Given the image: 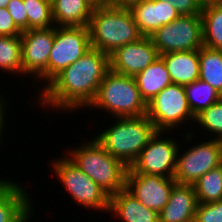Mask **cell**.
Here are the masks:
<instances>
[{
  "label": "cell",
  "instance_id": "obj_1",
  "mask_svg": "<svg viewBox=\"0 0 222 222\" xmlns=\"http://www.w3.org/2000/svg\"><path fill=\"white\" fill-rule=\"evenodd\" d=\"M109 70V55L91 47L37 92V106L51 113L59 111L70 114L80 109L84 112L95 99L99 85Z\"/></svg>",
  "mask_w": 222,
  "mask_h": 222
},
{
  "label": "cell",
  "instance_id": "obj_2",
  "mask_svg": "<svg viewBox=\"0 0 222 222\" xmlns=\"http://www.w3.org/2000/svg\"><path fill=\"white\" fill-rule=\"evenodd\" d=\"M68 148L65 156L91 178L107 195L125 188L128 167L111 156L93 137Z\"/></svg>",
  "mask_w": 222,
  "mask_h": 222
},
{
  "label": "cell",
  "instance_id": "obj_3",
  "mask_svg": "<svg viewBox=\"0 0 222 222\" xmlns=\"http://www.w3.org/2000/svg\"><path fill=\"white\" fill-rule=\"evenodd\" d=\"M109 120L113 123L100 129L94 138L111 156L130 167L157 130L147 115Z\"/></svg>",
  "mask_w": 222,
  "mask_h": 222
},
{
  "label": "cell",
  "instance_id": "obj_4",
  "mask_svg": "<svg viewBox=\"0 0 222 222\" xmlns=\"http://www.w3.org/2000/svg\"><path fill=\"white\" fill-rule=\"evenodd\" d=\"M88 29L91 47L108 55L143 37L129 8H117L108 4H96Z\"/></svg>",
  "mask_w": 222,
  "mask_h": 222
},
{
  "label": "cell",
  "instance_id": "obj_5",
  "mask_svg": "<svg viewBox=\"0 0 222 222\" xmlns=\"http://www.w3.org/2000/svg\"><path fill=\"white\" fill-rule=\"evenodd\" d=\"M88 108L111 114L109 118L138 117L146 115L147 104L140 95L134 76L109 70Z\"/></svg>",
  "mask_w": 222,
  "mask_h": 222
},
{
  "label": "cell",
  "instance_id": "obj_6",
  "mask_svg": "<svg viewBox=\"0 0 222 222\" xmlns=\"http://www.w3.org/2000/svg\"><path fill=\"white\" fill-rule=\"evenodd\" d=\"M189 130L185 129V133L182 131L180 134H185L184 141L187 144L193 141V145L186 146V150L179 146L173 178L176 183L193 185L202 175L222 164V140L207 138V141L199 139L201 142L197 143L193 140L196 135L194 129Z\"/></svg>",
  "mask_w": 222,
  "mask_h": 222
},
{
  "label": "cell",
  "instance_id": "obj_7",
  "mask_svg": "<svg viewBox=\"0 0 222 222\" xmlns=\"http://www.w3.org/2000/svg\"><path fill=\"white\" fill-rule=\"evenodd\" d=\"M61 157V159H60ZM50 160L49 167L56 175L61 187L82 209L101 210L109 214L110 196L106 194L91 178L73 164L65 154Z\"/></svg>",
  "mask_w": 222,
  "mask_h": 222
},
{
  "label": "cell",
  "instance_id": "obj_8",
  "mask_svg": "<svg viewBox=\"0 0 222 222\" xmlns=\"http://www.w3.org/2000/svg\"><path fill=\"white\" fill-rule=\"evenodd\" d=\"M146 115L157 131L170 132L173 129L175 133L176 129L188 127V123L192 122V125L189 124L191 128L195 122L184 86L174 83L166 86L150 100Z\"/></svg>",
  "mask_w": 222,
  "mask_h": 222
},
{
  "label": "cell",
  "instance_id": "obj_9",
  "mask_svg": "<svg viewBox=\"0 0 222 222\" xmlns=\"http://www.w3.org/2000/svg\"><path fill=\"white\" fill-rule=\"evenodd\" d=\"M159 55L169 52L199 51L203 46L201 14L180 15L151 36Z\"/></svg>",
  "mask_w": 222,
  "mask_h": 222
},
{
  "label": "cell",
  "instance_id": "obj_10",
  "mask_svg": "<svg viewBox=\"0 0 222 222\" xmlns=\"http://www.w3.org/2000/svg\"><path fill=\"white\" fill-rule=\"evenodd\" d=\"M55 26L28 29L21 34L22 76L42 82L39 92L48 84V59L54 43Z\"/></svg>",
  "mask_w": 222,
  "mask_h": 222
},
{
  "label": "cell",
  "instance_id": "obj_11",
  "mask_svg": "<svg viewBox=\"0 0 222 222\" xmlns=\"http://www.w3.org/2000/svg\"><path fill=\"white\" fill-rule=\"evenodd\" d=\"M169 136V131H157L129 168L137 174L173 178L180 140Z\"/></svg>",
  "mask_w": 222,
  "mask_h": 222
},
{
  "label": "cell",
  "instance_id": "obj_12",
  "mask_svg": "<svg viewBox=\"0 0 222 222\" xmlns=\"http://www.w3.org/2000/svg\"><path fill=\"white\" fill-rule=\"evenodd\" d=\"M90 48L88 27L55 26L54 43L48 59V83Z\"/></svg>",
  "mask_w": 222,
  "mask_h": 222
},
{
  "label": "cell",
  "instance_id": "obj_13",
  "mask_svg": "<svg viewBox=\"0 0 222 222\" xmlns=\"http://www.w3.org/2000/svg\"><path fill=\"white\" fill-rule=\"evenodd\" d=\"M175 183L174 178L153 174H137L128 167L125 188L145 207L160 213L168 203Z\"/></svg>",
  "mask_w": 222,
  "mask_h": 222
},
{
  "label": "cell",
  "instance_id": "obj_14",
  "mask_svg": "<svg viewBox=\"0 0 222 222\" xmlns=\"http://www.w3.org/2000/svg\"><path fill=\"white\" fill-rule=\"evenodd\" d=\"M160 57L150 37H141L109 55L110 70L127 76H135Z\"/></svg>",
  "mask_w": 222,
  "mask_h": 222
},
{
  "label": "cell",
  "instance_id": "obj_15",
  "mask_svg": "<svg viewBox=\"0 0 222 222\" xmlns=\"http://www.w3.org/2000/svg\"><path fill=\"white\" fill-rule=\"evenodd\" d=\"M9 178L0 175V222H31L35 212L32 193L20 181Z\"/></svg>",
  "mask_w": 222,
  "mask_h": 222
},
{
  "label": "cell",
  "instance_id": "obj_16",
  "mask_svg": "<svg viewBox=\"0 0 222 222\" xmlns=\"http://www.w3.org/2000/svg\"><path fill=\"white\" fill-rule=\"evenodd\" d=\"M142 36L149 37L163 25L177 19L180 14L169 2L140 0L129 8Z\"/></svg>",
  "mask_w": 222,
  "mask_h": 222
},
{
  "label": "cell",
  "instance_id": "obj_17",
  "mask_svg": "<svg viewBox=\"0 0 222 222\" xmlns=\"http://www.w3.org/2000/svg\"><path fill=\"white\" fill-rule=\"evenodd\" d=\"M198 204L192 184L175 183L168 203L159 213V222H194Z\"/></svg>",
  "mask_w": 222,
  "mask_h": 222
},
{
  "label": "cell",
  "instance_id": "obj_18",
  "mask_svg": "<svg viewBox=\"0 0 222 222\" xmlns=\"http://www.w3.org/2000/svg\"><path fill=\"white\" fill-rule=\"evenodd\" d=\"M109 213L112 221L159 222V213L145 207L126 188L110 196Z\"/></svg>",
  "mask_w": 222,
  "mask_h": 222
},
{
  "label": "cell",
  "instance_id": "obj_19",
  "mask_svg": "<svg viewBox=\"0 0 222 222\" xmlns=\"http://www.w3.org/2000/svg\"><path fill=\"white\" fill-rule=\"evenodd\" d=\"M95 6L92 0H51L54 25L88 27Z\"/></svg>",
  "mask_w": 222,
  "mask_h": 222
},
{
  "label": "cell",
  "instance_id": "obj_20",
  "mask_svg": "<svg viewBox=\"0 0 222 222\" xmlns=\"http://www.w3.org/2000/svg\"><path fill=\"white\" fill-rule=\"evenodd\" d=\"M174 84L189 85L199 79L198 51L169 52L160 55Z\"/></svg>",
  "mask_w": 222,
  "mask_h": 222
},
{
  "label": "cell",
  "instance_id": "obj_21",
  "mask_svg": "<svg viewBox=\"0 0 222 222\" xmlns=\"http://www.w3.org/2000/svg\"><path fill=\"white\" fill-rule=\"evenodd\" d=\"M134 78L140 95L146 104L166 86L172 84L168 70L161 57L156 59L142 72L136 74Z\"/></svg>",
  "mask_w": 222,
  "mask_h": 222
},
{
  "label": "cell",
  "instance_id": "obj_22",
  "mask_svg": "<svg viewBox=\"0 0 222 222\" xmlns=\"http://www.w3.org/2000/svg\"><path fill=\"white\" fill-rule=\"evenodd\" d=\"M199 79L209 83L222 95V50L202 46L198 51Z\"/></svg>",
  "mask_w": 222,
  "mask_h": 222
},
{
  "label": "cell",
  "instance_id": "obj_23",
  "mask_svg": "<svg viewBox=\"0 0 222 222\" xmlns=\"http://www.w3.org/2000/svg\"><path fill=\"white\" fill-rule=\"evenodd\" d=\"M203 45L222 50V3L203 6Z\"/></svg>",
  "mask_w": 222,
  "mask_h": 222
},
{
  "label": "cell",
  "instance_id": "obj_24",
  "mask_svg": "<svg viewBox=\"0 0 222 222\" xmlns=\"http://www.w3.org/2000/svg\"><path fill=\"white\" fill-rule=\"evenodd\" d=\"M0 70L22 77L21 35L0 36Z\"/></svg>",
  "mask_w": 222,
  "mask_h": 222
},
{
  "label": "cell",
  "instance_id": "obj_25",
  "mask_svg": "<svg viewBox=\"0 0 222 222\" xmlns=\"http://www.w3.org/2000/svg\"><path fill=\"white\" fill-rule=\"evenodd\" d=\"M184 88L194 117L222 98L215 88L200 79L184 86Z\"/></svg>",
  "mask_w": 222,
  "mask_h": 222
},
{
  "label": "cell",
  "instance_id": "obj_26",
  "mask_svg": "<svg viewBox=\"0 0 222 222\" xmlns=\"http://www.w3.org/2000/svg\"><path fill=\"white\" fill-rule=\"evenodd\" d=\"M198 203L222 200V164L202 175L193 184Z\"/></svg>",
  "mask_w": 222,
  "mask_h": 222
},
{
  "label": "cell",
  "instance_id": "obj_27",
  "mask_svg": "<svg viewBox=\"0 0 222 222\" xmlns=\"http://www.w3.org/2000/svg\"><path fill=\"white\" fill-rule=\"evenodd\" d=\"M27 13V30L55 26L51 0H23Z\"/></svg>",
  "mask_w": 222,
  "mask_h": 222
},
{
  "label": "cell",
  "instance_id": "obj_28",
  "mask_svg": "<svg viewBox=\"0 0 222 222\" xmlns=\"http://www.w3.org/2000/svg\"><path fill=\"white\" fill-rule=\"evenodd\" d=\"M194 124L199 126L197 129L205 130L207 138L222 140V98L199 113Z\"/></svg>",
  "mask_w": 222,
  "mask_h": 222
},
{
  "label": "cell",
  "instance_id": "obj_29",
  "mask_svg": "<svg viewBox=\"0 0 222 222\" xmlns=\"http://www.w3.org/2000/svg\"><path fill=\"white\" fill-rule=\"evenodd\" d=\"M194 222H222V200L211 203H199Z\"/></svg>",
  "mask_w": 222,
  "mask_h": 222
},
{
  "label": "cell",
  "instance_id": "obj_30",
  "mask_svg": "<svg viewBox=\"0 0 222 222\" xmlns=\"http://www.w3.org/2000/svg\"><path fill=\"white\" fill-rule=\"evenodd\" d=\"M6 9L16 26L21 31L27 30V13L23 0H10Z\"/></svg>",
  "mask_w": 222,
  "mask_h": 222
},
{
  "label": "cell",
  "instance_id": "obj_31",
  "mask_svg": "<svg viewBox=\"0 0 222 222\" xmlns=\"http://www.w3.org/2000/svg\"><path fill=\"white\" fill-rule=\"evenodd\" d=\"M22 31L16 26L6 8H0V36L21 35Z\"/></svg>",
  "mask_w": 222,
  "mask_h": 222
},
{
  "label": "cell",
  "instance_id": "obj_32",
  "mask_svg": "<svg viewBox=\"0 0 222 222\" xmlns=\"http://www.w3.org/2000/svg\"><path fill=\"white\" fill-rule=\"evenodd\" d=\"M171 3L180 15L201 14L202 6L198 0H160Z\"/></svg>",
  "mask_w": 222,
  "mask_h": 222
},
{
  "label": "cell",
  "instance_id": "obj_33",
  "mask_svg": "<svg viewBox=\"0 0 222 222\" xmlns=\"http://www.w3.org/2000/svg\"><path fill=\"white\" fill-rule=\"evenodd\" d=\"M0 93H1L0 94V148H2L3 147L2 142H3V139L5 138L4 131H5V129L8 128V127H5L7 125V124H5L6 123L5 120H7L6 117L8 116V113L6 114V110L8 109L7 106L9 105V101L7 99H5V95H3V94H5L4 92H0ZM7 102H8V104H7Z\"/></svg>",
  "mask_w": 222,
  "mask_h": 222
},
{
  "label": "cell",
  "instance_id": "obj_34",
  "mask_svg": "<svg viewBox=\"0 0 222 222\" xmlns=\"http://www.w3.org/2000/svg\"><path fill=\"white\" fill-rule=\"evenodd\" d=\"M140 0H111L108 5L117 7V8H130L132 5H135Z\"/></svg>",
  "mask_w": 222,
  "mask_h": 222
},
{
  "label": "cell",
  "instance_id": "obj_35",
  "mask_svg": "<svg viewBox=\"0 0 222 222\" xmlns=\"http://www.w3.org/2000/svg\"><path fill=\"white\" fill-rule=\"evenodd\" d=\"M198 2L203 7V6L210 5V4H220V3H222V0H198Z\"/></svg>",
  "mask_w": 222,
  "mask_h": 222
},
{
  "label": "cell",
  "instance_id": "obj_36",
  "mask_svg": "<svg viewBox=\"0 0 222 222\" xmlns=\"http://www.w3.org/2000/svg\"><path fill=\"white\" fill-rule=\"evenodd\" d=\"M10 0H0V8H6Z\"/></svg>",
  "mask_w": 222,
  "mask_h": 222
},
{
  "label": "cell",
  "instance_id": "obj_37",
  "mask_svg": "<svg viewBox=\"0 0 222 222\" xmlns=\"http://www.w3.org/2000/svg\"><path fill=\"white\" fill-rule=\"evenodd\" d=\"M96 4H108L111 0H92Z\"/></svg>",
  "mask_w": 222,
  "mask_h": 222
}]
</instances>
